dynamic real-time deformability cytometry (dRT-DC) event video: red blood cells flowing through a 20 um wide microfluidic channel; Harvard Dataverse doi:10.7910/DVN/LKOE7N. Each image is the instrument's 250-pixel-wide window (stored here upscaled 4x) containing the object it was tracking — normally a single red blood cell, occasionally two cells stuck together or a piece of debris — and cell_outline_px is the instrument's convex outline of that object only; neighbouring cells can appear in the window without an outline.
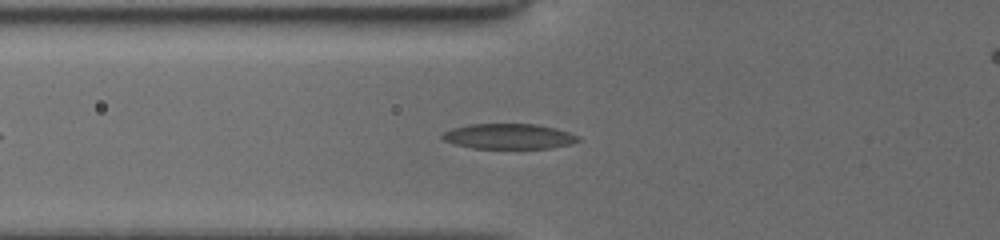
{"species": "common noctule bat (a hibernating species)", "species_latin": "Nyctalus noctula", "temperature_condition": "cold", "stored_images_in_passage": 37, "camera_frame_rate_fps": 3000, "um_per_image_px": 0.085, "animal": {"sex": "female", "body_mass_g": 19.5, "forearm_length_mm": 54.1}, "frame": {"image": 1, "passage_image": 9, "time_ms": 2.667, "image_size_px": [1000, 240], "cell_outline_px": [[580, 140], [572, 144], [552, 148], [472, 148], [456, 144], [444, 140], [440, 136], [444, 132], [452, 128], [468, 124], [536, 124], [568, 132], [580, 136]], "centroid_in_image_um": [43.25, 11.59], "position_along_channel_um": 82.5, "area_um2": 19.94}}
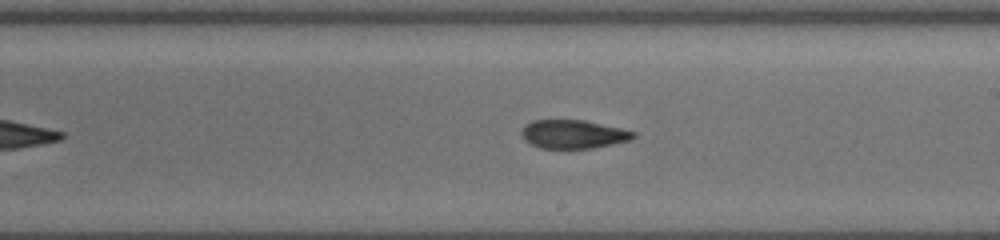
{"frame": {"image": 2, "passage_image": 21, "time_ms": 6.667, "image_size_px": [1000, 240], "cell_outline_px": [[636, 136], [632, 140], [592, 148], [540, 148], [524, 140], [520, 132], [524, 124], [532, 120], [584, 120], [620, 128], [636, 132]], "centroid_in_image_um": [48.71, 11.4], "position_along_channel_um": 240.3, "area_um2": 18.67}}
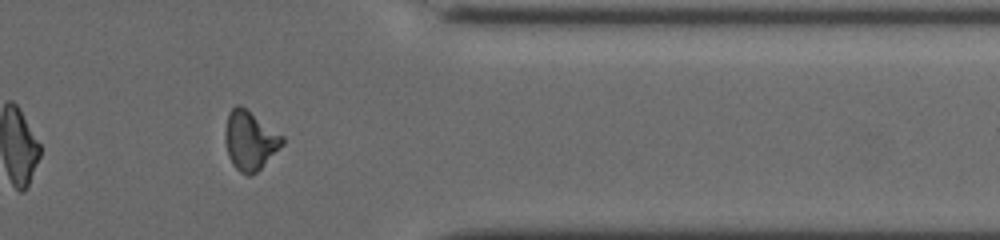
{"frame": {"image": 3, "passage_image": 33, "time_ms": 10.667, "image_size_px": [1000, 240], "cell_outline_px": [[284, 144], [252, 176], [248, 176], [240, 172], [232, 164], [228, 156], [224, 140], [224, 132], [228, 112], [236, 104], [240, 104], [284, 136]], "centroid_in_image_um": [21.22, 11.93], "position_along_channel_um": 390.2, "area_um2": 19.83}, "authors_computed_cell_mechanics": {"area_um2": 19.4786, "velocity_mm_per_s": 3.9368, "shape_relaxation_time_tau1_ms": null, "shape_relaxation_time_tau2_ms": 3.299, "deformation_change_tau1": null, "deformation_change_tau2": 0.103}}